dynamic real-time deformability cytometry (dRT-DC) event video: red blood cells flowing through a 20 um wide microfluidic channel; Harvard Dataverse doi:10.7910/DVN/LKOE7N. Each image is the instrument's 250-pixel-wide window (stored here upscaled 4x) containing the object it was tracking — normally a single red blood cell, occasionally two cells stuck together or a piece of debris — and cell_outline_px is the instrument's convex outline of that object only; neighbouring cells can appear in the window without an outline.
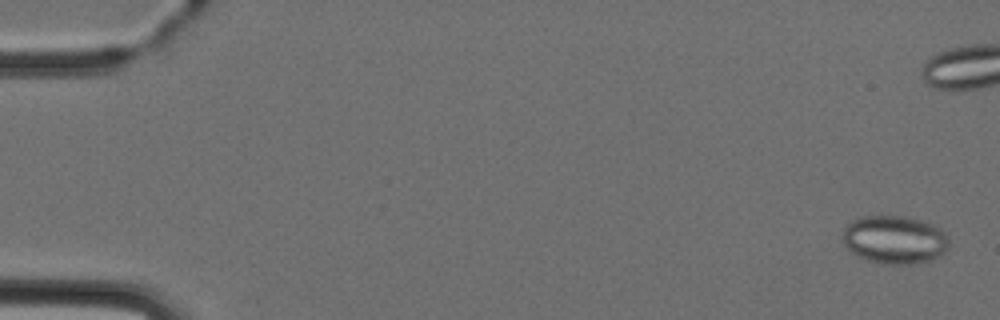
{"species": "Egyptian fruit bat (a non-hibernating species)", "species_latin": "Rousettus aegyptiacus", "temperature_condition": "cold", "stored_images_in_passage": 6, "camera_frame_rate_fps": 3000, "um_per_image_px": 0.085, "animal": {"sex": "female"}, "frame": {"image": 1, "passage_image": 1, "time_ms": 0.0, "image_size_px": [1000, 320], "cell_outline_px": [[948, 248], [944, 252], [932, 260], [908, 264], [880, 264], [856, 256], [840, 240], [844, 228], [852, 220], [860, 216], [904, 216], [924, 220], [936, 224], [948, 236]], "centroid_in_image_um": [76.03, 20.36], "position_along_channel_um": 9.0, "area_um2": 30.35}}
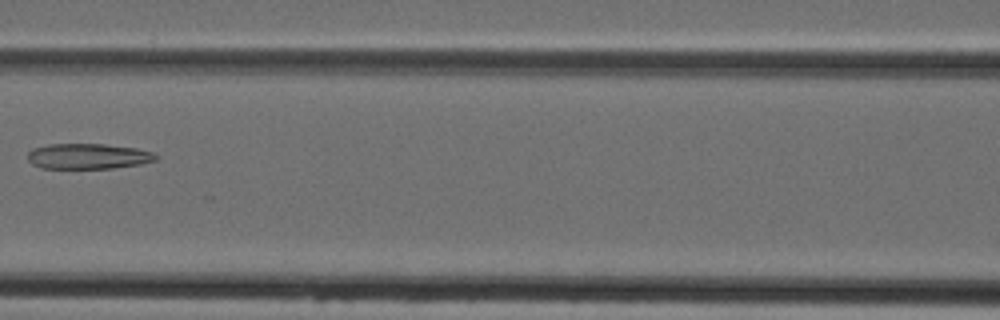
{"frame": {"image": 2, "passage_image": 6, "time_ms": 8.333, "image_size_px": [1000, 320], "cell_outline_px": [[160, 156], [156, 160], [140, 164], [112, 168], [40, 168], [32, 164], [28, 160], [28, 152], [32, 148], [48, 144], [104, 144], [136, 148], [152, 152]], "centroid_in_image_um": [7.48, 13.28], "position_along_channel_um": 159.1, "area_um2": 19.07}}